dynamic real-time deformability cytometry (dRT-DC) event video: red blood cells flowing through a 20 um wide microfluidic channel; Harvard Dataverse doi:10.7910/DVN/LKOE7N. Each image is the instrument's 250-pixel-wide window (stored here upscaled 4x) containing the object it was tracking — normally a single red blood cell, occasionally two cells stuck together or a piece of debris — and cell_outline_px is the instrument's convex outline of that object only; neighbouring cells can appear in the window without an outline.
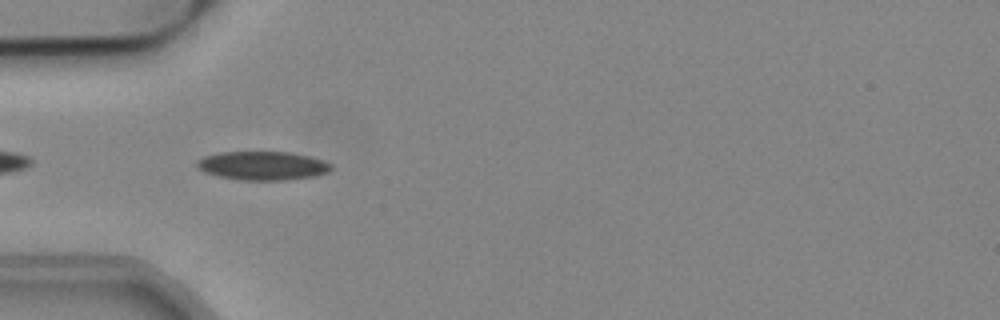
{"species": "common noctule bat (a hibernating species)", "species_latin": "Nyctalus noctula", "temperature_condition": "cold", "stored_images_in_passage": 16, "camera_frame_rate_fps": 3000, "um_per_image_px": 0.085, "animal": {"sex": "male", "body_mass_g": 19.2, "forearm_length_mm": 51.8}, "frame": {"image": 1, "passage_image": 3, "time_ms": 0.667, "image_size_px": [1000, 320], "cell_outline_px": [[332, 168], [328, 172], [312, 176], [284, 180], [240, 180], [220, 176], [204, 172], [196, 168], [196, 160], [204, 156], [220, 152], [288, 152], [308, 156], [324, 160], [332, 164]], "centroid_in_image_um": [22.29, 14.08], "position_along_channel_um": 62.7, "area_um2": 22.43}}
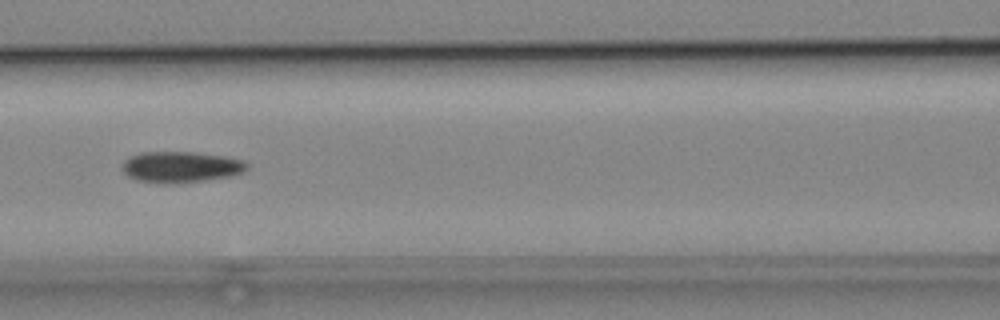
{"frame": {"image": 2, "passage_image": 10, "time_ms": 3.0, "image_size_px": [1000, 320], "cell_outline_px": [[248, 168], [244, 172], [224, 176], [200, 180], [136, 180], [128, 176], [124, 172], [124, 160], [128, 156], [140, 152], [196, 152], [224, 156], [244, 160], [248, 164]], "centroid_in_image_um": [15.39, 14.12], "position_along_channel_um": 151.2, "area_um2": 21.39}}